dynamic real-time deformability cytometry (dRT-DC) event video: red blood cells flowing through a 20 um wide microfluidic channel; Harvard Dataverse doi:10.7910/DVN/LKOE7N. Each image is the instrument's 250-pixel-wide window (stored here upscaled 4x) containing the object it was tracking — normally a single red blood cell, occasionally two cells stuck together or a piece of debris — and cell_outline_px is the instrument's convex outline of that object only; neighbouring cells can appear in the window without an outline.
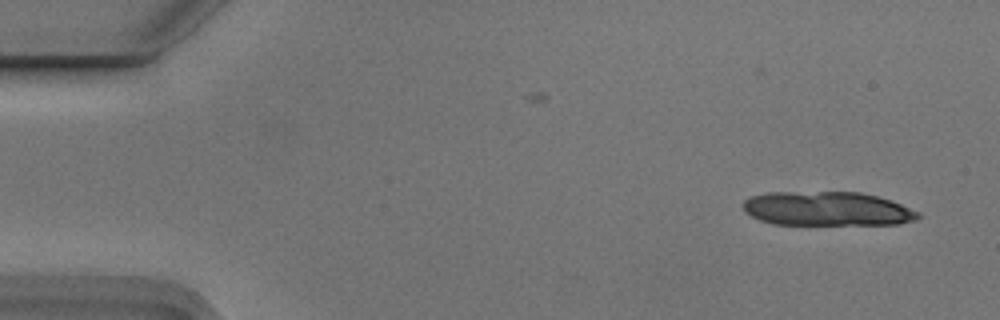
{"species": "Egyptian fruit bat (a non-hibernating species)", "species_latin": "Rousettus aegyptiacus", "temperature_condition": "cold", "stored_images_in_passage": 2, "camera_frame_rate_fps": 3000, "um_per_image_px": 0.085, "animal": {"sex": "male"}, "frame": {"image": 1, "passage_image": 2, "time_ms": 0.333, "image_size_px": [1000, 320], "cell_outline_px": [[920, 216], [916, 220], [900, 224], [772, 224], [760, 220], [744, 212], [744, 200], [752, 196], [768, 192], [860, 192], [876, 196], [900, 204], [920, 212]], "centroid_in_image_um": [70.3, 17.75], "position_along_channel_um": 14.7, "area_um2": 34.68}}